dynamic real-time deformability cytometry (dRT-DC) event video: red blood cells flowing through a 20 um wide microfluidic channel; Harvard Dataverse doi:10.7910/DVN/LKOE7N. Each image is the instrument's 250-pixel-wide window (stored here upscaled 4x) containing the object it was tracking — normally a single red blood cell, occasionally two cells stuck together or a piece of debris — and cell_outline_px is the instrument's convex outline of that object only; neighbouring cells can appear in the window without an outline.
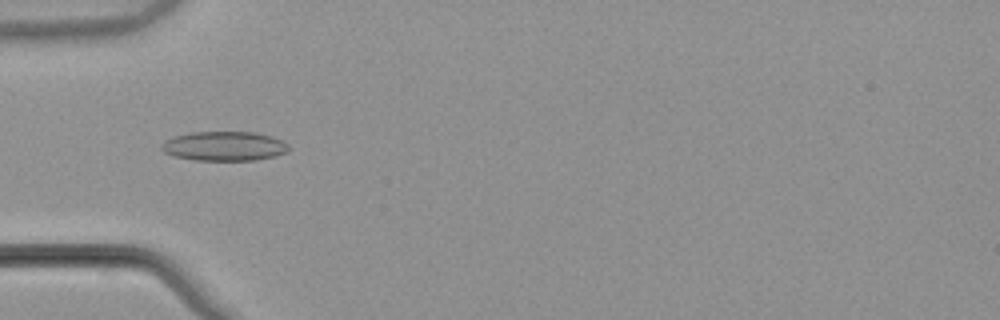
{"species": "common noctule bat (a hibernating species)", "species_latin": "Nyctalus noctula", "temperature_condition": "warm", "stored_images_in_passage": 48, "camera_frame_rate_fps": 3000, "um_per_image_px": 0.085, "animal": {"sex": "male", "body_mass_g": 21.5, "forearm_length_mm": 52.0}, "frame": {"image": 1, "passage_image": 12, "time_ms": 3.667, "image_size_px": [1000, 320], "cell_outline_px": [[288, 148], [284, 152], [276, 156], [256, 160], [192, 160], [172, 156], [164, 152], [160, 148], [160, 144], [164, 140], [176, 136], [192, 132], [256, 132], [272, 136], [288, 144]], "centroid_in_image_um": [19.01, 12.42], "position_along_channel_um": 66.0, "area_um2": 21.85}}
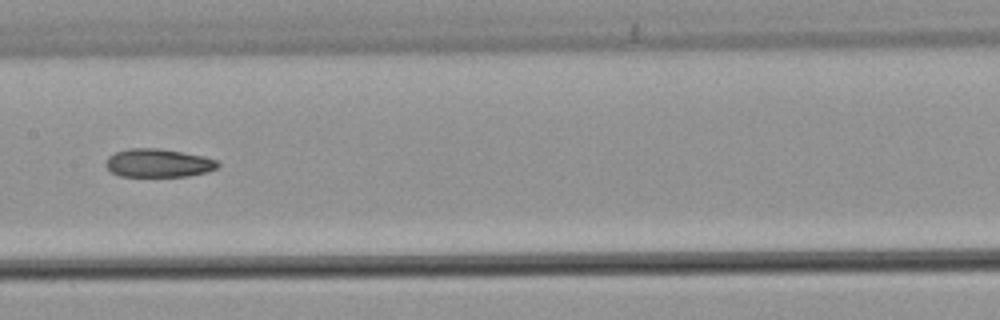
{"frame": {"image": 2, "passage_image": 22, "time_ms": 7.0, "image_size_px": [1000, 320], "cell_outline_px": [[220, 164], [216, 168], [208, 172], [188, 176], [120, 176], [112, 172], [104, 164], [104, 160], [108, 156], [116, 152], [128, 148], [160, 148], [204, 156], [216, 160]], "centroid_in_image_um": [13.44, 13.85], "position_along_channel_um": 194.0, "area_um2": 18.61}}
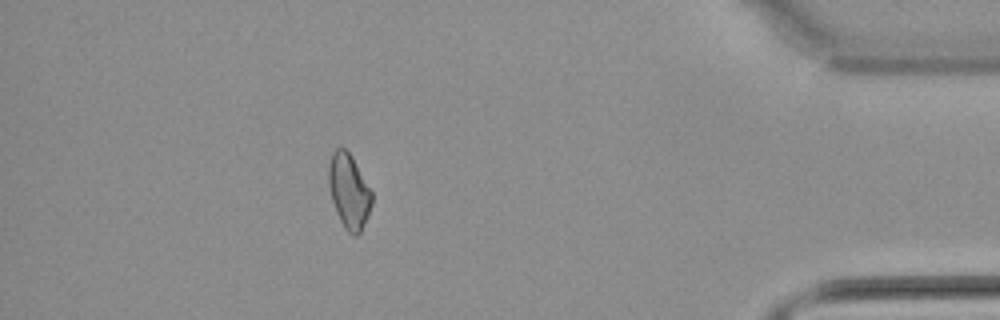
{"frame": {"image": 3, "passage_image": 42, "time_ms": 13.667, "image_size_px": [1000, 320], "cell_outline_px": [[372, 204], [368, 216], [360, 232], [356, 236], [352, 236], [344, 228], [336, 212], [332, 200], [328, 184], [328, 164], [332, 152], [336, 148], [344, 148], [352, 156], [372, 192]], "centroid_in_image_um": [29.65, 16.25], "position_along_channel_um": 405.6, "area_um2": 18.84}, "authors_computed_cell_mechanics": {"area_um2": 19.1607, "velocity_mm_per_s": 3.8687, "shape_relaxation_time_tau1_ms": null, "shape_relaxation_time_tau2_ms": 9.9528, "deformation_change_tau1": null, "deformation_change_tau2": 0.1793}}